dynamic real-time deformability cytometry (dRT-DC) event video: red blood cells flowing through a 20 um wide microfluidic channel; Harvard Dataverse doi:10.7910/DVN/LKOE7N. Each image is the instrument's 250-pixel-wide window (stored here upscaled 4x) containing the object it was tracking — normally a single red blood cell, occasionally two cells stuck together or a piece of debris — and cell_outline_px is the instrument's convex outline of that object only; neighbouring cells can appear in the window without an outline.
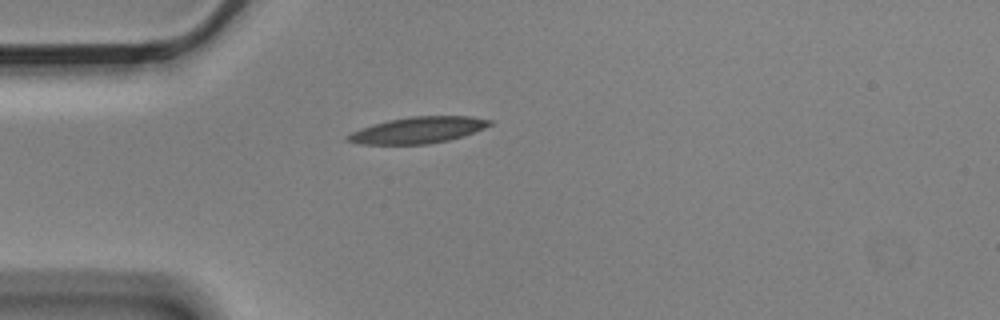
{"species": "Egyptian fruit bat (a non-hibernating species)", "species_latin": "Rousettus aegyptiacus", "temperature_condition": "cold", "stored_images_in_passage": 4, "camera_frame_rate_fps": 3000, "um_per_image_px": 0.085, "animal": {"sex": "male"}, "frame": {"image": 1, "passage_image": 4, "time_ms": 1.0, "image_size_px": [1000, 320], "cell_outline_px": [[492, 124], [484, 128], [464, 136], [448, 140], [428, 144], [360, 144], [344, 140], [352, 132], [372, 124], [388, 120], [412, 116], [472, 116], [492, 120]], "centroid_in_image_um": [35.55, 11.05], "position_along_channel_um": 49.4, "area_um2": 21.73}}